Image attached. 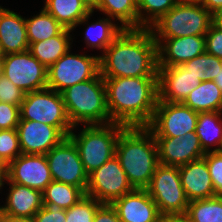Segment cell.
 Here are the masks:
<instances>
[{
  "mask_svg": "<svg viewBox=\"0 0 222 222\" xmlns=\"http://www.w3.org/2000/svg\"><path fill=\"white\" fill-rule=\"evenodd\" d=\"M103 78L158 77L157 43L149 30L124 29L100 55Z\"/></svg>",
  "mask_w": 222,
  "mask_h": 222,
  "instance_id": "6da1fadb",
  "label": "cell"
},
{
  "mask_svg": "<svg viewBox=\"0 0 222 222\" xmlns=\"http://www.w3.org/2000/svg\"><path fill=\"white\" fill-rule=\"evenodd\" d=\"M103 79L111 121L126 127H147L158 102V77Z\"/></svg>",
  "mask_w": 222,
  "mask_h": 222,
  "instance_id": "7a4b0ae2",
  "label": "cell"
},
{
  "mask_svg": "<svg viewBox=\"0 0 222 222\" xmlns=\"http://www.w3.org/2000/svg\"><path fill=\"white\" fill-rule=\"evenodd\" d=\"M115 156L134 189H146L159 165L158 146L147 127H126L119 135Z\"/></svg>",
  "mask_w": 222,
  "mask_h": 222,
  "instance_id": "3957f363",
  "label": "cell"
},
{
  "mask_svg": "<svg viewBox=\"0 0 222 222\" xmlns=\"http://www.w3.org/2000/svg\"><path fill=\"white\" fill-rule=\"evenodd\" d=\"M68 118L76 130L82 125L112 123L106 104L104 79L95 78L77 83L61 92Z\"/></svg>",
  "mask_w": 222,
  "mask_h": 222,
  "instance_id": "277c9868",
  "label": "cell"
},
{
  "mask_svg": "<svg viewBox=\"0 0 222 222\" xmlns=\"http://www.w3.org/2000/svg\"><path fill=\"white\" fill-rule=\"evenodd\" d=\"M125 128L124 125L112 122L84 125L78 134L72 129L68 137L75 144L88 175L115 156L118 137Z\"/></svg>",
  "mask_w": 222,
  "mask_h": 222,
  "instance_id": "5b68a950",
  "label": "cell"
},
{
  "mask_svg": "<svg viewBox=\"0 0 222 222\" xmlns=\"http://www.w3.org/2000/svg\"><path fill=\"white\" fill-rule=\"evenodd\" d=\"M213 15L202 4H176L154 22L149 30L154 38L206 35Z\"/></svg>",
  "mask_w": 222,
  "mask_h": 222,
  "instance_id": "8992f818",
  "label": "cell"
},
{
  "mask_svg": "<svg viewBox=\"0 0 222 222\" xmlns=\"http://www.w3.org/2000/svg\"><path fill=\"white\" fill-rule=\"evenodd\" d=\"M20 120L55 126L66 137L74 128L68 118L61 93L49 88L25 94L20 106Z\"/></svg>",
  "mask_w": 222,
  "mask_h": 222,
  "instance_id": "52a82bcc",
  "label": "cell"
},
{
  "mask_svg": "<svg viewBox=\"0 0 222 222\" xmlns=\"http://www.w3.org/2000/svg\"><path fill=\"white\" fill-rule=\"evenodd\" d=\"M146 190L161 216L187 212L189 200L181 184L178 166L159 164Z\"/></svg>",
  "mask_w": 222,
  "mask_h": 222,
  "instance_id": "ba28073f",
  "label": "cell"
},
{
  "mask_svg": "<svg viewBox=\"0 0 222 222\" xmlns=\"http://www.w3.org/2000/svg\"><path fill=\"white\" fill-rule=\"evenodd\" d=\"M100 73V55L71 53V49L47 69V88L61 93Z\"/></svg>",
  "mask_w": 222,
  "mask_h": 222,
  "instance_id": "9c48e42d",
  "label": "cell"
},
{
  "mask_svg": "<svg viewBox=\"0 0 222 222\" xmlns=\"http://www.w3.org/2000/svg\"><path fill=\"white\" fill-rule=\"evenodd\" d=\"M134 190L116 156L88 175L85 195L102 204H112Z\"/></svg>",
  "mask_w": 222,
  "mask_h": 222,
  "instance_id": "30bf717a",
  "label": "cell"
},
{
  "mask_svg": "<svg viewBox=\"0 0 222 222\" xmlns=\"http://www.w3.org/2000/svg\"><path fill=\"white\" fill-rule=\"evenodd\" d=\"M45 155L52 180L79 187L86 192L88 174L75 144L69 137H65Z\"/></svg>",
  "mask_w": 222,
  "mask_h": 222,
  "instance_id": "8fae6325",
  "label": "cell"
},
{
  "mask_svg": "<svg viewBox=\"0 0 222 222\" xmlns=\"http://www.w3.org/2000/svg\"><path fill=\"white\" fill-rule=\"evenodd\" d=\"M198 112L183 103H172L158 100L153 118L147 128L154 137H182L194 132Z\"/></svg>",
  "mask_w": 222,
  "mask_h": 222,
  "instance_id": "7c38bea8",
  "label": "cell"
},
{
  "mask_svg": "<svg viewBox=\"0 0 222 222\" xmlns=\"http://www.w3.org/2000/svg\"><path fill=\"white\" fill-rule=\"evenodd\" d=\"M47 69L29 50L3 56V76L25 93L47 88Z\"/></svg>",
  "mask_w": 222,
  "mask_h": 222,
  "instance_id": "4fadbf2b",
  "label": "cell"
},
{
  "mask_svg": "<svg viewBox=\"0 0 222 222\" xmlns=\"http://www.w3.org/2000/svg\"><path fill=\"white\" fill-rule=\"evenodd\" d=\"M6 179L43 192L53 181L46 155L20 154L6 168Z\"/></svg>",
  "mask_w": 222,
  "mask_h": 222,
  "instance_id": "5bb4252c",
  "label": "cell"
},
{
  "mask_svg": "<svg viewBox=\"0 0 222 222\" xmlns=\"http://www.w3.org/2000/svg\"><path fill=\"white\" fill-rule=\"evenodd\" d=\"M17 132L22 154L45 155L66 137L55 126L31 120H19Z\"/></svg>",
  "mask_w": 222,
  "mask_h": 222,
  "instance_id": "9a60e30c",
  "label": "cell"
},
{
  "mask_svg": "<svg viewBox=\"0 0 222 222\" xmlns=\"http://www.w3.org/2000/svg\"><path fill=\"white\" fill-rule=\"evenodd\" d=\"M158 67H174L205 53V35L178 38H154Z\"/></svg>",
  "mask_w": 222,
  "mask_h": 222,
  "instance_id": "2e32d148",
  "label": "cell"
},
{
  "mask_svg": "<svg viewBox=\"0 0 222 222\" xmlns=\"http://www.w3.org/2000/svg\"><path fill=\"white\" fill-rule=\"evenodd\" d=\"M158 146L159 164L181 166L204 157L199 138L194 132L182 137H155Z\"/></svg>",
  "mask_w": 222,
  "mask_h": 222,
  "instance_id": "e0dca14e",
  "label": "cell"
},
{
  "mask_svg": "<svg viewBox=\"0 0 222 222\" xmlns=\"http://www.w3.org/2000/svg\"><path fill=\"white\" fill-rule=\"evenodd\" d=\"M158 100L183 103L200 83L199 77L187 72L181 65L158 67Z\"/></svg>",
  "mask_w": 222,
  "mask_h": 222,
  "instance_id": "ac0fdd59",
  "label": "cell"
},
{
  "mask_svg": "<svg viewBox=\"0 0 222 222\" xmlns=\"http://www.w3.org/2000/svg\"><path fill=\"white\" fill-rule=\"evenodd\" d=\"M121 222H160L156 203L146 189H134L111 204Z\"/></svg>",
  "mask_w": 222,
  "mask_h": 222,
  "instance_id": "d6986e66",
  "label": "cell"
},
{
  "mask_svg": "<svg viewBox=\"0 0 222 222\" xmlns=\"http://www.w3.org/2000/svg\"><path fill=\"white\" fill-rule=\"evenodd\" d=\"M182 187L189 201L216 196L205 158L178 167Z\"/></svg>",
  "mask_w": 222,
  "mask_h": 222,
  "instance_id": "ffe728a7",
  "label": "cell"
},
{
  "mask_svg": "<svg viewBox=\"0 0 222 222\" xmlns=\"http://www.w3.org/2000/svg\"><path fill=\"white\" fill-rule=\"evenodd\" d=\"M6 181V182H5ZM9 185L6 202L2 205L3 213L26 219H32L43 207L42 192L30 187L4 180Z\"/></svg>",
  "mask_w": 222,
  "mask_h": 222,
  "instance_id": "44dd1931",
  "label": "cell"
},
{
  "mask_svg": "<svg viewBox=\"0 0 222 222\" xmlns=\"http://www.w3.org/2000/svg\"><path fill=\"white\" fill-rule=\"evenodd\" d=\"M0 46L4 55L29 50L25 17L1 6Z\"/></svg>",
  "mask_w": 222,
  "mask_h": 222,
  "instance_id": "7402d4cb",
  "label": "cell"
},
{
  "mask_svg": "<svg viewBox=\"0 0 222 222\" xmlns=\"http://www.w3.org/2000/svg\"><path fill=\"white\" fill-rule=\"evenodd\" d=\"M94 11L84 17L77 25H88L84 32V42L91 49H98L103 54L105 49L124 30L115 20L106 18L98 19L95 23H88Z\"/></svg>",
  "mask_w": 222,
  "mask_h": 222,
  "instance_id": "603a6c76",
  "label": "cell"
},
{
  "mask_svg": "<svg viewBox=\"0 0 222 222\" xmlns=\"http://www.w3.org/2000/svg\"><path fill=\"white\" fill-rule=\"evenodd\" d=\"M72 30L65 29L61 34L38 41L29 45L30 53L46 68L54 64L61 56L66 54L73 42ZM72 41V42H71Z\"/></svg>",
  "mask_w": 222,
  "mask_h": 222,
  "instance_id": "cb8c5ba5",
  "label": "cell"
},
{
  "mask_svg": "<svg viewBox=\"0 0 222 222\" xmlns=\"http://www.w3.org/2000/svg\"><path fill=\"white\" fill-rule=\"evenodd\" d=\"M43 8L65 29L72 31L92 12L82 0H45Z\"/></svg>",
  "mask_w": 222,
  "mask_h": 222,
  "instance_id": "d4e9b609",
  "label": "cell"
},
{
  "mask_svg": "<svg viewBox=\"0 0 222 222\" xmlns=\"http://www.w3.org/2000/svg\"><path fill=\"white\" fill-rule=\"evenodd\" d=\"M183 104L195 112H222V91L213 81L201 82L191 91Z\"/></svg>",
  "mask_w": 222,
  "mask_h": 222,
  "instance_id": "484cf974",
  "label": "cell"
},
{
  "mask_svg": "<svg viewBox=\"0 0 222 222\" xmlns=\"http://www.w3.org/2000/svg\"><path fill=\"white\" fill-rule=\"evenodd\" d=\"M195 133L205 152L217 151L222 140V112H199Z\"/></svg>",
  "mask_w": 222,
  "mask_h": 222,
  "instance_id": "4316f807",
  "label": "cell"
},
{
  "mask_svg": "<svg viewBox=\"0 0 222 222\" xmlns=\"http://www.w3.org/2000/svg\"><path fill=\"white\" fill-rule=\"evenodd\" d=\"M95 10L120 22L123 29H138L137 0H100Z\"/></svg>",
  "mask_w": 222,
  "mask_h": 222,
  "instance_id": "83f0119b",
  "label": "cell"
},
{
  "mask_svg": "<svg viewBox=\"0 0 222 222\" xmlns=\"http://www.w3.org/2000/svg\"><path fill=\"white\" fill-rule=\"evenodd\" d=\"M29 45L61 34L65 28L44 8L39 14L25 18Z\"/></svg>",
  "mask_w": 222,
  "mask_h": 222,
  "instance_id": "f1b7e54d",
  "label": "cell"
},
{
  "mask_svg": "<svg viewBox=\"0 0 222 222\" xmlns=\"http://www.w3.org/2000/svg\"><path fill=\"white\" fill-rule=\"evenodd\" d=\"M43 203H55L61 209L67 210L80 201L85 193L76 186L52 181L42 192Z\"/></svg>",
  "mask_w": 222,
  "mask_h": 222,
  "instance_id": "f546056e",
  "label": "cell"
},
{
  "mask_svg": "<svg viewBox=\"0 0 222 222\" xmlns=\"http://www.w3.org/2000/svg\"><path fill=\"white\" fill-rule=\"evenodd\" d=\"M186 214L193 222H222V196L189 201Z\"/></svg>",
  "mask_w": 222,
  "mask_h": 222,
  "instance_id": "4dcf8cb0",
  "label": "cell"
},
{
  "mask_svg": "<svg viewBox=\"0 0 222 222\" xmlns=\"http://www.w3.org/2000/svg\"><path fill=\"white\" fill-rule=\"evenodd\" d=\"M193 76L199 77L200 81L214 80L222 68V59L214 55L203 53L181 65Z\"/></svg>",
  "mask_w": 222,
  "mask_h": 222,
  "instance_id": "1f68e13d",
  "label": "cell"
},
{
  "mask_svg": "<svg viewBox=\"0 0 222 222\" xmlns=\"http://www.w3.org/2000/svg\"><path fill=\"white\" fill-rule=\"evenodd\" d=\"M137 2L138 29L149 28L177 4L176 0H137Z\"/></svg>",
  "mask_w": 222,
  "mask_h": 222,
  "instance_id": "d6a6232c",
  "label": "cell"
},
{
  "mask_svg": "<svg viewBox=\"0 0 222 222\" xmlns=\"http://www.w3.org/2000/svg\"><path fill=\"white\" fill-rule=\"evenodd\" d=\"M102 205L96 199L85 195L71 208L66 210L67 222H93L97 209Z\"/></svg>",
  "mask_w": 222,
  "mask_h": 222,
  "instance_id": "836d02e7",
  "label": "cell"
},
{
  "mask_svg": "<svg viewBox=\"0 0 222 222\" xmlns=\"http://www.w3.org/2000/svg\"><path fill=\"white\" fill-rule=\"evenodd\" d=\"M22 154L17 129L0 130V160L7 166Z\"/></svg>",
  "mask_w": 222,
  "mask_h": 222,
  "instance_id": "e575fe53",
  "label": "cell"
},
{
  "mask_svg": "<svg viewBox=\"0 0 222 222\" xmlns=\"http://www.w3.org/2000/svg\"><path fill=\"white\" fill-rule=\"evenodd\" d=\"M216 196H222V153L206 152L204 155Z\"/></svg>",
  "mask_w": 222,
  "mask_h": 222,
  "instance_id": "d590c367",
  "label": "cell"
},
{
  "mask_svg": "<svg viewBox=\"0 0 222 222\" xmlns=\"http://www.w3.org/2000/svg\"><path fill=\"white\" fill-rule=\"evenodd\" d=\"M25 94L12 81L2 75L0 78V102L21 106Z\"/></svg>",
  "mask_w": 222,
  "mask_h": 222,
  "instance_id": "8d00e7d4",
  "label": "cell"
},
{
  "mask_svg": "<svg viewBox=\"0 0 222 222\" xmlns=\"http://www.w3.org/2000/svg\"><path fill=\"white\" fill-rule=\"evenodd\" d=\"M33 222H67L66 210L55 203H43V207L32 218Z\"/></svg>",
  "mask_w": 222,
  "mask_h": 222,
  "instance_id": "74e56055",
  "label": "cell"
},
{
  "mask_svg": "<svg viewBox=\"0 0 222 222\" xmlns=\"http://www.w3.org/2000/svg\"><path fill=\"white\" fill-rule=\"evenodd\" d=\"M20 120V106L0 102V130L17 129Z\"/></svg>",
  "mask_w": 222,
  "mask_h": 222,
  "instance_id": "f35d334b",
  "label": "cell"
},
{
  "mask_svg": "<svg viewBox=\"0 0 222 222\" xmlns=\"http://www.w3.org/2000/svg\"><path fill=\"white\" fill-rule=\"evenodd\" d=\"M205 51L222 59V30L214 23L205 35Z\"/></svg>",
  "mask_w": 222,
  "mask_h": 222,
  "instance_id": "ab89813d",
  "label": "cell"
},
{
  "mask_svg": "<svg viewBox=\"0 0 222 222\" xmlns=\"http://www.w3.org/2000/svg\"><path fill=\"white\" fill-rule=\"evenodd\" d=\"M93 222H121L116 209L111 204H102L95 213Z\"/></svg>",
  "mask_w": 222,
  "mask_h": 222,
  "instance_id": "60d3db41",
  "label": "cell"
},
{
  "mask_svg": "<svg viewBox=\"0 0 222 222\" xmlns=\"http://www.w3.org/2000/svg\"><path fill=\"white\" fill-rule=\"evenodd\" d=\"M160 222H193L186 213L161 216Z\"/></svg>",
  "mask_w": 222,
  "mask_h": 222,
  "instance_id": "b9f144b4",
  "label": "cell"
},
{
  "mask_svg": "<svg viewBox=\"0 0 222 222\" xmlns=\"http://www.w3.org/2000/svg\"><path fill=\"white\" fill-rule=\"evenodd\" d=\"M202 5L212 14L222 10V0H204Z\"/></svg>",
  "mask_w": 222,
  "mask_h": 222,
  "instance_id": "7bdbcfd3",
  "label": "cell"
},
{
  "mask_svg": "<svg viewBox=\"0 0 222 222\" xmlns=\"http://www.w3.org/2000/svg\"><path fill=\"white\" fill-rule=\"evenodd\" d=\"M0 222H33V221L32 219L13 217L3 213Z\"/></svg>",
  "mask_w": 222,
  "mask_h": 222,
  "instance_id": "ee69618b",
  "label": "cell"
},
{
  "mask_svg": "<svg viewBox=\"0 0 222 222\" xmlns=\"http://www.w3.org/2000/svg\"><path fill=\"white\" fill-rule=\"evenodd\" d=\"M213 23L222 30V10L213 15Z\"/></svg>",
  "mask_w": 222,
  "mask_h": 222,
  "instance_id": "f6af8a7d",
  "label": "cell"
},
{
  "mask_svg": "<svg viewBox=\"0 0 222 222\" xmlns=\"http://www.w3.org/2000/svg\"><path fill=\"white\" fill-rule=\"evenodd\" d=\"M86 5L87 7L91 10V11H94L98 4L100 3V0H82Z\"/></svg>",
  "mask_w": 222,
  "mask_h": 222,
  "instance_id": "bcb514c9",
  "label": "cell"
},
{
  "mask_svg": "<svg viewBox=\"0 0 222 222\" xmlns=\"http://www.w3.org/2000/svg\"><path fill=\"white\" fill-rule=\"evenodd\" d=\"M204 0H176L177 4H202Z\"/></svg>",
  "mask_w": 222,
  "mask_h": 222,
  "instance_id": "7dc6e473",
  "label": "cell"
},
{
  "mask_svg": "<svg viewBox=\"0 0 222 222\" xmlns=\"http://www.w3.org/2000/svg\"><path fill=\"white\" fill-rule=\"evenodd\" d=\"M213 81L219 86L222 91V68L219 69V72Z\"/></svg>",
  "mask_w": 222,
  "mask_h": 222,
  "instance_id": "c3c4849f",
  "label": "cell"
},
{
  "mask_svg": "<svg viewBox=\"0 0 222 222\" xmlns=\"http://www.w3.org/2000/svg\"><path fill=\"white\" fill-rule=\"evenodd\" d=\"M7 166L0 160V175H6Z\"/></svg>",
  "mask_w": 222,
  "mask_h": 222,
  "instance_id": "681fc988",
  "label": "cell"
},
{
  "mask_svg": "<svg viewBox=\"0 0 222 222\" xmlns=\"http://www.w3.org/2000/svg\"><path fill=\"white\" fill-rule=\"evenodd\" d=\"M6 179V175H0V190L3 189L4 180Z\"/></svg>",
  "mask_w": 222,
  "mask_h": 222,
  "instance_id": "f907efd6",
  "label": "cell"
},
{
  "mask_svg": "<svg viewBox=\"0 0 222 222\" xmlns=\"http://www.w3.org/2000/svg\"><path fill=\"white\" fill-rule=\"evenodd\" d=\"M2 69H3V57H0V78L2 77Z\"/></svg>",
  "mask_w": 222,
  "mask_h": 222,
  "instance_id": "816d5d0a",
  "label": "cell"
},
{
  "mask_svg": "<svg viewBox=\"0 0 222 222\" xmlns=\"http://www.w3.org/2000/svg\"><path fill=\"white\" fill-rule=\"evenodd\" d=\"M216 152L222 153V140H221V143H220V145H219V148H218V150H217Z\"/></svg>",
  "mask_w": 222,
  "mask_h": 222,
  "instance_id": "f5cc1de1",
  "label": "cell"
},
{
  "mask_svg": "<svg viewBox=\"0 0 222 222\" xmlns=\"http://www.w3.org/2000/svg\"><path fill=\"white\" fill-rule=\"evenodd\" d=\"M2 214H3V210H2V205L0 206V219L2 217Z\"/></svg>",
  "mask_w": 222,
  "mask_h": 222,
  "instance_id": "db71d44e",
  "label": "cell"
},
{
  "mask_svg": "<svg viewBox=\"0 0 222 222\" xmlns=\"http://www.w3.org/2000/svg\"><path fill=\"white\" fill-rule=\"evenodd\" d=\"M3 56H4V54H3L1 46H0V57H3Z\"/></svg>",
  "mask_w": 222,
  "mask_h": 222,
  "instance_id": "11a10c76",
  "label": "cell"
}]
</instances>
